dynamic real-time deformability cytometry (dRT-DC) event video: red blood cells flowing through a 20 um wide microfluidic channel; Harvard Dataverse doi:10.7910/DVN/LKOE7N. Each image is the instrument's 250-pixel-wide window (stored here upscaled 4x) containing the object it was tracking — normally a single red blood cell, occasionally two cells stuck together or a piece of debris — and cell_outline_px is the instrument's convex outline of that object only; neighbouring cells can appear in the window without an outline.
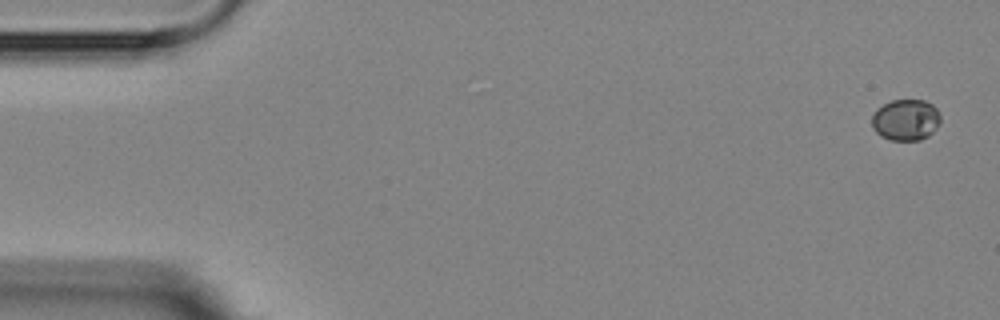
{"species": "Egyptian fruit bat (a non-hibernating species)", "species_latin": "Rousettus aegyptiacus", "temperature_condition": "room temperature", "stored_images_in_passage": 6, "segment_of_instrument_passage": [1, 2], "camera_frame_rate_fps": 3000, "um_per_image_px": 0.085, "animal": {"sex": "female"}, "frame": {"image": 1, "passage_image": 1, "time_ms": 0.0, "image_size_px": [1000, 320], "cell_outline_px": [[940, 124], [928, 136], [920, 140], [892, 140], [880, 136], [872, 128], [872, 116], [884, 104], [892, 100], [924, 100], [932, 104], [936, 108], [940, 116]], "centroid_in_image_um": [77.01, 10.2], "position_along_channel_um": 8.0, "area_um2": 16.42}}